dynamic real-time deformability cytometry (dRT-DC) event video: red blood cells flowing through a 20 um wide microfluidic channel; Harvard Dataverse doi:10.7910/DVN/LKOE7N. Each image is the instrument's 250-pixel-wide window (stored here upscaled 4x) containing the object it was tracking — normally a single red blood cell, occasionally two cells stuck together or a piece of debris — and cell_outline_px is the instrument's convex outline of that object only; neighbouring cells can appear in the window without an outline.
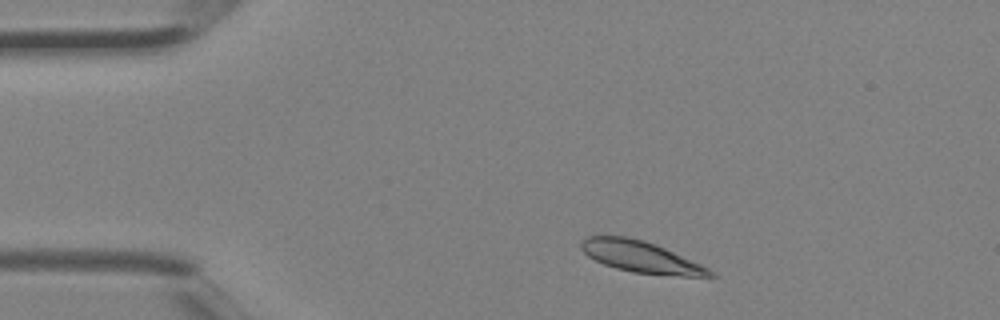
{"species": "Egyptian fruit bat (a non-hibernating species)", "species_latin": "Rousettus aegyptiacus", "temperature_condition": "room temperature", "stored_images_in_passage": 2, "camera_frame_rate_fps": 3000, "um_per_image_px": 0.085, "animal": {"sex": "female"}, "frame": {"image": 1, "passage_image": 1, "time_ms": 0.0, "image_size_px": [1000, 320], "cell_outline_px": [[716, 276], [684, 276], [632, 272], [616, 268], [604, 264], [588, 256], [580, 248], [580, 244], [584, 236], [624, 236], [644, 240], [656, 244], [700, 264], [708, 268]], "centroid_in_image_um": [54.42, 21.81], "position_along_channel_um": 30.6, "area_um2": 23.29}}